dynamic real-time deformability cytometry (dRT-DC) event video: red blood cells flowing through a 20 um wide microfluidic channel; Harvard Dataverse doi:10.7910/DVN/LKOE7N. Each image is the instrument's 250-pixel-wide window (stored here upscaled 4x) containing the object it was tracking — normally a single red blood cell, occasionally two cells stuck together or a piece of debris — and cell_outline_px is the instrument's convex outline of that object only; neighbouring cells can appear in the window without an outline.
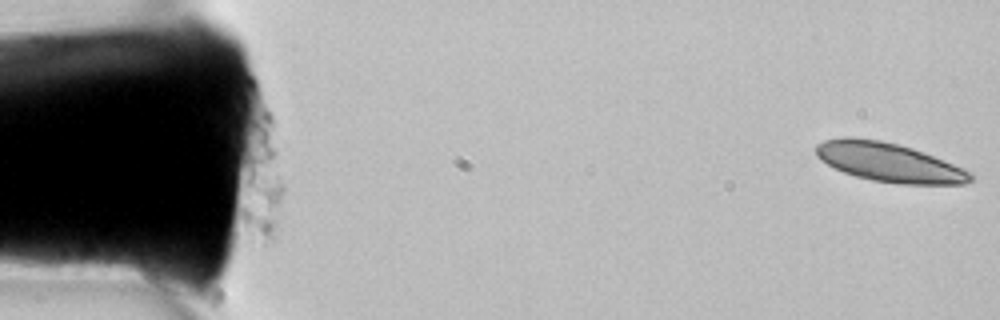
{"species": "common noctule bat (a hibernating species)", "species_latin": "Nyctalus noctula", "temperature_condition": "room temperature", "stored_images_in_passage": 8, "camera_frame_rate_fps": 3000, "um_per_image_px": 0.085, "animal": {"sex": "female", "body_mass_g": 22.7, "forearm_length_mm": 54.2}, "frame": {"image": 1, "passage_image": 1, "time_ms": 0.0, "image_size_px": [1000, 320], "cell_outline_px": [[972, 180], [964, 184], [900, 184], [872, 180], [856, 176], [844, 172], [820, 160], [816, 156], [816, 144], [824, 140], [844, 136], [852, 136], [880, 140], [900, 144], [924, 152], [964, 168], [972, 172]], "centroid_in_image_um": [75.55, 13.78], "position_along_channel_um": 9.4, "area_um2": 35.26}}